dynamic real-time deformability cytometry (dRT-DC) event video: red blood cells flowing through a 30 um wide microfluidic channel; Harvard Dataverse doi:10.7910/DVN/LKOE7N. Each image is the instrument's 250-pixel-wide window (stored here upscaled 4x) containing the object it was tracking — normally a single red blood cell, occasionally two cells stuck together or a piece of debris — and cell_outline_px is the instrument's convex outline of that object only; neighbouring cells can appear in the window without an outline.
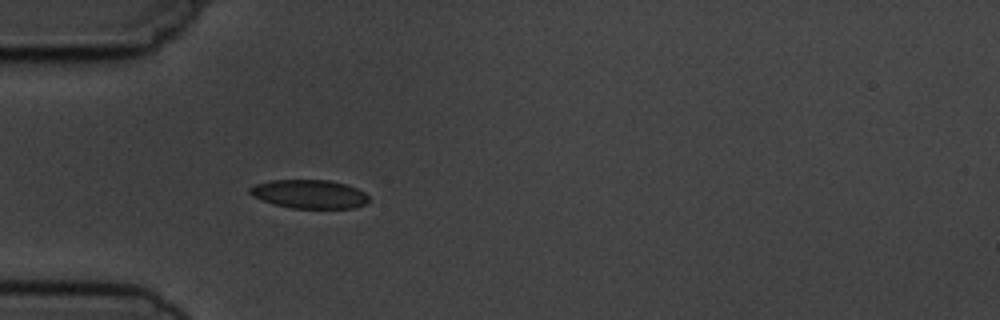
{"species": "common noctule bat (a hibernating species)", "species_latin": "Nyctalus noctula", "temperature_condition": "cold", "stored_images_in_passage": 5, "camera_frame_rate_fps": 3000, "um_per_image_px": 0.085, "animal": {"sex": "male", "body_mass_g": 19.5, "forearm_length_mm": 54.6}, "frame": {"image": 1, "passage_image": 5, "time_ms": 5.333, "image_size_px": [1000, 320], "cell_outline_px": [[368, 200], [364, 204], [356, 208], [292, 208], [272, 204], [252, 196], [248, 192], [248, 188], [256, 184], [272, 180], [328, 180], [344, 184], [356, 188], [364, 192], [368, 196]], "centroid_in_image_um": [26.26, 16.5], "position_along_channel_um": 58.7, "area_um2": 19.83}}